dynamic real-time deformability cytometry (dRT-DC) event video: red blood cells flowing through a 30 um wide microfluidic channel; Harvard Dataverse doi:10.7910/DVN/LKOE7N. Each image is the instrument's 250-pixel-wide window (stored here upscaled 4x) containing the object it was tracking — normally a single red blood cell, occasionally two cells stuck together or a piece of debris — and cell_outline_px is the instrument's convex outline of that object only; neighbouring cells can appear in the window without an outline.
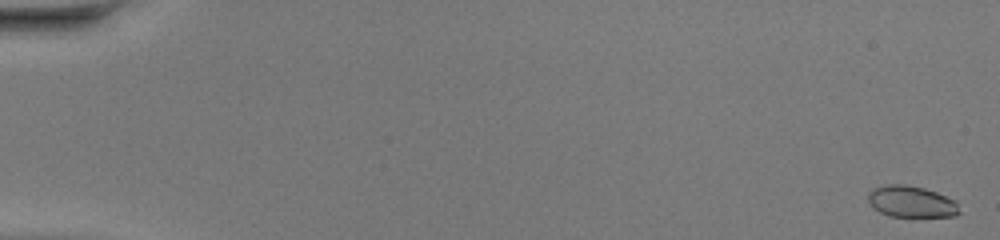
{"species": "common noctule bat (a hibernating species)", "species_latin": "Nyctalus noctula", "temperature_condition": "warm", "stored_images_in_passage": 49, "camera_frame_rate_fps": 3000, "um_per_image_px": 0.085, "animal": {"sex": "female", "body_mass_g": 20.0, "forearm_length_mm": 54.0}, "frame": {"image": 1, "passage_image": 1, "time_ms": 0.0, "image_size_px": [1000, 240], "cell_outline_px": [[960, 212], [956, 216], [888, 216], [872, 208], [868, 200], [868, 192], [872, 188], [888, 184], [904, 184], [924, 188], [936, 192], [956, 200]], "centroid_in_image_um": [77.44, 17.13], "position_along_channel_um": 7.6, "area_um2": 16.82}}
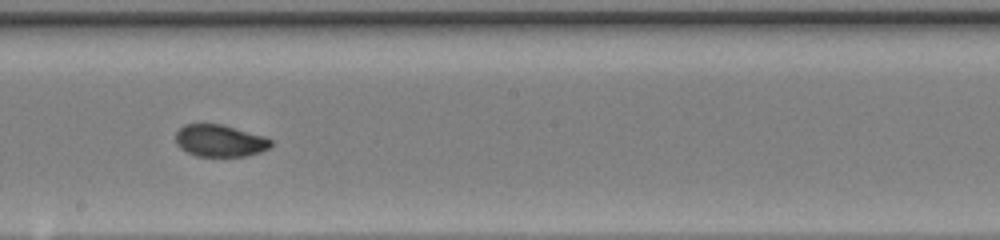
{"frame": {"image": 2, "passage_image": 29, "time_ms": 9.333, "image_size_px": [1000, 240], "cell_outline_px": [[272, 144], [268, 148], [260, 152], [244, 156], [196, 156], [180, 148], [176, 144], [176, 132], [184, 124], [220, 124], [264, 136], [272, 140]], "centroid_in_image_um": [18.67, 11.96], "position_along_channel_um": 229.5, "area_um2": 17.63}}
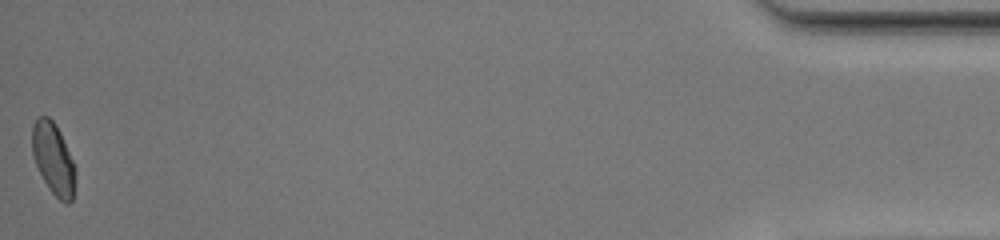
{"frame": {"image": 3, "passage_image": 49, "time_ms": 16.0, "image_size_px": [1000, 240], "cell_outline_px": [[76, 176], [72, 200], [68, 204], [64, 204], [52, 192], [44, 180], [36, 164], [32, 152], [32, 124], [40, 116], [48, 116], [56, 124], [60, 132], [76, 168]], "centroid_in_image_um": [4.55, 13.5], "position_along_channel_um": 430.7, "area_um2": 17.98}, "authors_computed_cell_mechanics": {"area_um2": 18.0914, "velocity_mm_per_s": 4.3479, "shape_relaxation_time_tau1_ms": 9.9487, "shape_relaxation_time_tau2_ms": 0.9543, "deformation_change_tau1": 0.2617, "deformation_change_tau2": 0.0379}}